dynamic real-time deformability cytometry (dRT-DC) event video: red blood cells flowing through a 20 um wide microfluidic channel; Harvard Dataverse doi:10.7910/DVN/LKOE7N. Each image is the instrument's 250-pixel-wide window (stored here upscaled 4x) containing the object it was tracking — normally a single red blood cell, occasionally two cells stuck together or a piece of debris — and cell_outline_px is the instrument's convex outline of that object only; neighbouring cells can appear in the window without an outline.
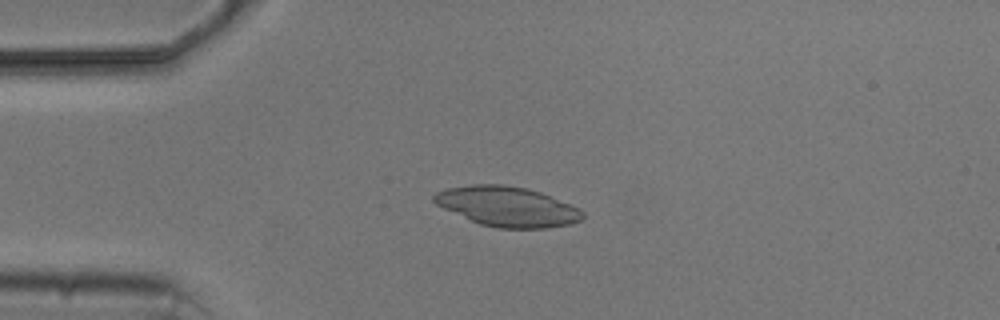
{"species": "common noctule bat (a hibernating species)", "species_latin": "Nyctalus noctula", "temperature_condition": "cold", "stored_images_in_passage": 5, "camera_frame_rate_fps": 3000, "um_per_image_px": 0.085, "animal": {"sex": "male", "body_mass_g": 20.5, "forearm_length_mm": 52.5}, "frame": {"image": 1, "passage_image": 4, "time_ms": 3.667, "image_size_px": [1000, 320], "cell_outline_px": [[584, 216], [580, 220], [572, 224], [548, 228], [496, 228], [480, 224], [444, 208], [436, 204], [432, 200], [432, 196], [436, 192], [448, 188], [472, 184], [504, 184], [524, 188], [540, 192], [580, 208], [584, 212]], "centroid_in_image_um": [43.13, 17.55], "position_along_channel_um": 41.9, "area_um2": 34.45}}